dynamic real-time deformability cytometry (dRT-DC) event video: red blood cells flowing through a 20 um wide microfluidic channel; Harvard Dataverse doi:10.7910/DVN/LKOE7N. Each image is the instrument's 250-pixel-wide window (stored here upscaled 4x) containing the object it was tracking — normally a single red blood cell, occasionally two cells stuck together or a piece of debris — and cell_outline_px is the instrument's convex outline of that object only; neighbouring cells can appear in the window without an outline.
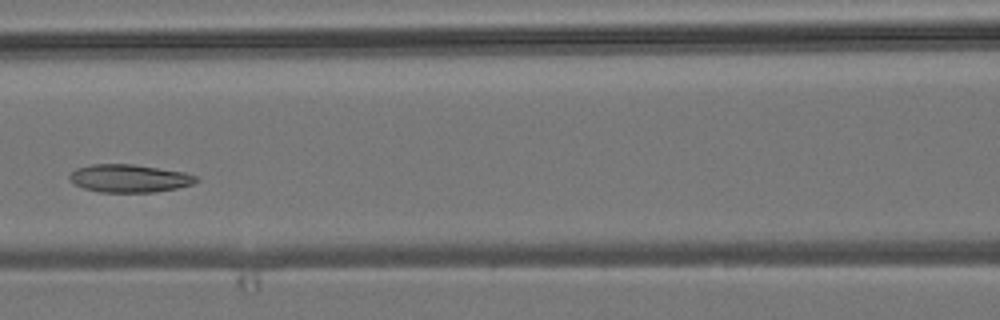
{"species": "common noctule bat (a hibernating species)", "species_latin": "Nyctalus noctula", "temperature_condition": "room temperature", "stored_images_in_passage": 5, "camera_frame_rate_fps": 3000, "um_per_image_px": 0.085, "animal": {"sex": "male", "body_mass_g": 19.2, "forearm_length_mm": 51.8}, "frame": {"image": 1, "passage_image": 5, "time_ms": 4.667, "image_size_px": [1000, 320], "cell_outline_px": [[200, 180], [192, 184], [176, 188], [156, 192], [100, 192], [84, 188], [76, 184], [68, 176], [76, 168], [92, 164], [132, 164], [184, 172], [196, 176]], "centroid_in_image_um": [11.01, 15.16], "position_along_channel_um": 155.6, "area_um2": 20.4}}